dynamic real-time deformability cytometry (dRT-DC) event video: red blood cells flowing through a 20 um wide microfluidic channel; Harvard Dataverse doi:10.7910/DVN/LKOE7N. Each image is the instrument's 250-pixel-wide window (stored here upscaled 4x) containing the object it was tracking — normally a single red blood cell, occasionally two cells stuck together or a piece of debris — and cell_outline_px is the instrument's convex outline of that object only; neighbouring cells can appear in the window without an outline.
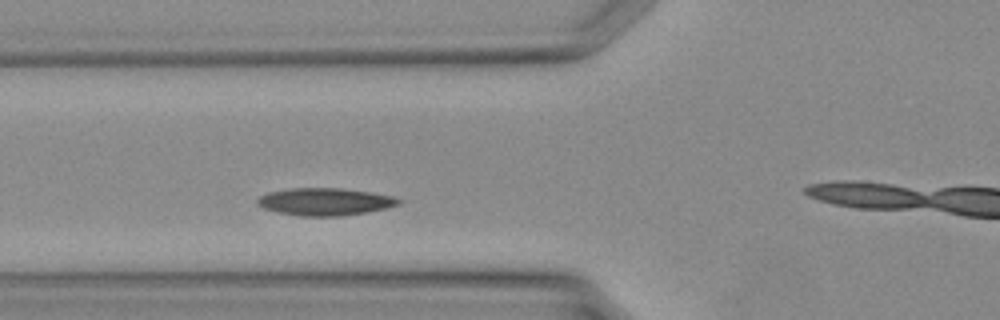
{"species": "Egyptian fruit bat (a non-hibernating species)", "species_latin": "Rousettus aegyptiacus", "temperature_condition": "warm", "stored_images_in_passage": 28, "camera_frame_rate_fps": 3000, "um_per_image_px": 0.085, "animal": {"sex": "female"}, "frame": {"image": 1, "passage_image": 9, "time_ms": 2.667, "image_size_px": [1000, 320], "cell_outline_px": [[404, 200], [400, 204], [388, 208], [368, 212], [340, 216], [300, 216], [280, 212], [264, 208], [256, 204], [256, 200], [260, 196], [268, 192], [292, 188], [340, 188], [372, 192], [392, 196]], "centroid_in_image_um": [27.67, 17.14], "position_along_channel_um": 98.1, "area_um2": 22.66}}